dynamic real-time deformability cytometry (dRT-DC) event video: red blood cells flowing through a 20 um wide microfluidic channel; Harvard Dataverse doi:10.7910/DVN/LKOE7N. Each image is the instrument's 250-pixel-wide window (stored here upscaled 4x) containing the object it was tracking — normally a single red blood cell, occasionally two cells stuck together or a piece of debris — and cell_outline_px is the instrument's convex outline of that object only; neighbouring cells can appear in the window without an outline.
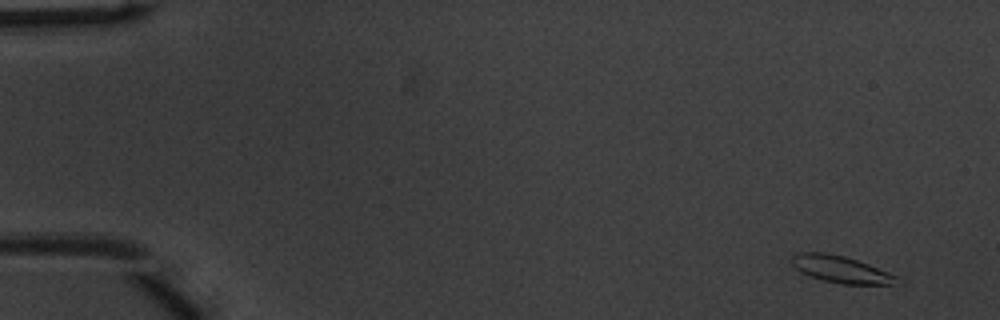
{"species": "common noctule bat (a hibernating species)", "species_latin": "Nyctalus noctula", "temperature_condition": "warm", "stored_images_in_passage": 10, "camera_frame_rate_fps": 3000, "um_per_image_px": 0.085, "animal": {"sex": "male", "body_mass_g": 20.1, "forearm_length_mm": 53.5}, "frame": {"image": 1, "passage_image": 1, "time_ms": 0.0, "image_size_px": [1000, 320], "cell_outline_px": [[896, 276], [892, 284], [840, 284], [824, 280], [800, 272], [792, 264], [792, 256], [800, 252], [824, 252], [844, 256], [868, 264]], "centroid_in_image_um": [71.39, 22.88], "position_along_channel_um": 13.6, "area_um2": 15.95}}